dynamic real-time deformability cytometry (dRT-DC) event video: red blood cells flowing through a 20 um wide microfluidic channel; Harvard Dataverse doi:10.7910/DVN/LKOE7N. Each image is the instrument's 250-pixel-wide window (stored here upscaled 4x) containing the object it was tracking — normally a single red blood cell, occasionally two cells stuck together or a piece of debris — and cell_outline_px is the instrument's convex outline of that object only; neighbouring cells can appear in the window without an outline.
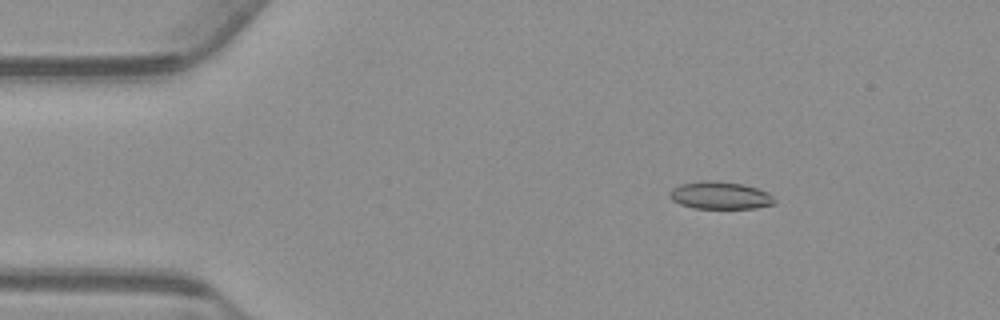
{"species": "common noctule bat (a hibernating species)", "species_latin": "Nyctalus noctula", "temperature_condition": "warm", "stored_images_in_passage": 57, "segment_of_instrument_passage": [1, 2], "camera_frame_rate_fps": 3000, "um_per_image_px": 0.085, "animal": {"sex": "male", "body_mass_g": 23.1, "forearm_length_mm": 52.7}, "frame": {"image": 1, "passage_image": 9, "time_ms": 2.667, "image_size_px": [1000, 320], "cell_outline_px": [[776, 204], [756, 208], [692, 208], [680, 204], [672, 200], [668, 196], [668, 192], [672, 188], [680, 184], [704, 180], [708, 180], [744, 184], [768, 192], [776, 200]], "centroid_in_image_um": [61.2, 16.61], "position_along_channel_um": 23.8, "area_um2": 16.94}}
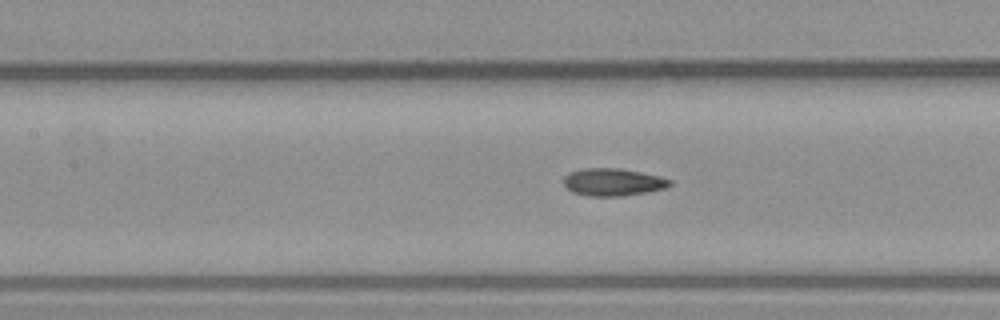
{"frame": {"image": 2, "passage_image": 25, "time_ms": 8.0, "image_size_px": [1000, 320], "cell_outline_px": [[672, 184], [664, 188], [624, 196], [592, 196], [572, 192], [564, 184], [564, 176], [568, 172], [584, 168], [620, 168], [660, 176], [672, 180]], "centroid_in_image_um": [52.09, 15.47], "position_along_channel_um": 155.3, "area_um2": 16.94}}
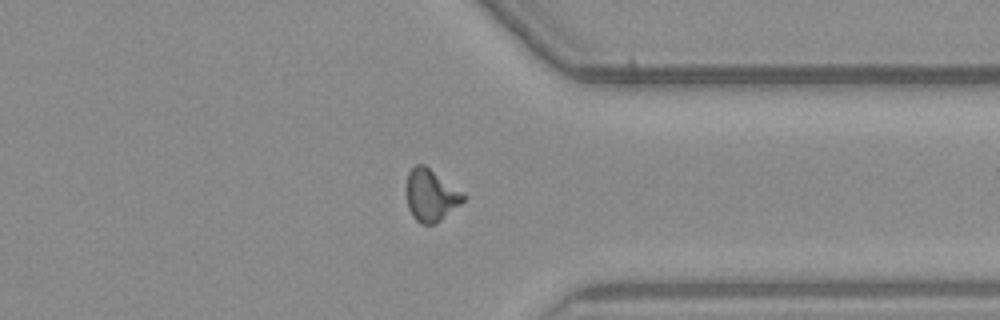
{"frame": {"image": 3, "passage_image": 43, "time_ms": 14.0, "image_size_px": [1000, 320], "cell_outline_px": [[468, 196], [460, 204], [436, 224], [420, 224], [412, 216], [408, 208], [404, 188], [408, 172], [416, 164], [424, 164]], "centroid_in_image_um": [36.58, 16.6], "position_along_channel_um": 374.8, "area_um2": 17.51}}